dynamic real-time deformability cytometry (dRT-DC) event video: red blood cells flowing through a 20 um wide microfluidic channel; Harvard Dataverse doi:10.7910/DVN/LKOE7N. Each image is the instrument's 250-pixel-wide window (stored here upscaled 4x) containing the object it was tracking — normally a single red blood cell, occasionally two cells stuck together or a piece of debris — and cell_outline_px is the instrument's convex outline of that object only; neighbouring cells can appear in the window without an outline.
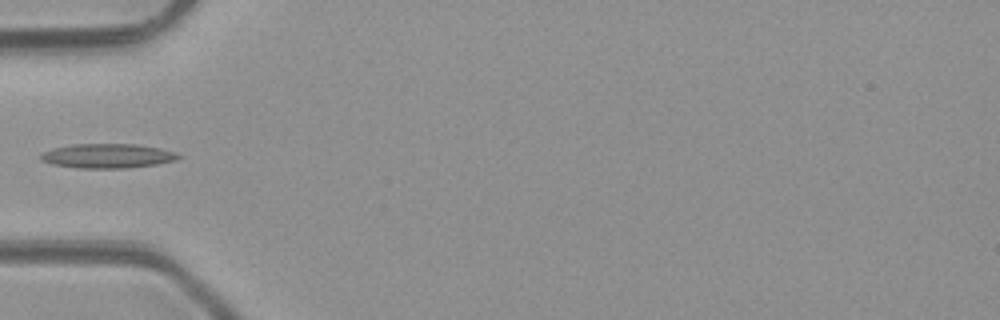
{"species": "common noctule bat (a hibernating species)", "species_latin": "Nyctalus noctula", "temperature_condition": "room temperature", "stored_images_in_passage": 4, "camera_frame_rate_fps": 3000, "um_per_image_px": 0.085, "animal": {"sex": "male", "body_mass_g": 23.1, "forearm_length_mm": 52.7}, "frame": {"image": 1, "passage_image": 4, "time_ms": 3.333, "image_size_px": [1000, 320], "cell_outline_px": [[180, 156], [176, 160], [156, 164], [128, 168], [76, 168], [52, 164], [40, 160], [40, 152], [52, 148], [72, 144], [136, 144], [160, 148], [176, 152]], "centroid_in_image_um": [9.09, 13.25], "position_along_channel_um": 75.9, "area_um2": 19.71}}